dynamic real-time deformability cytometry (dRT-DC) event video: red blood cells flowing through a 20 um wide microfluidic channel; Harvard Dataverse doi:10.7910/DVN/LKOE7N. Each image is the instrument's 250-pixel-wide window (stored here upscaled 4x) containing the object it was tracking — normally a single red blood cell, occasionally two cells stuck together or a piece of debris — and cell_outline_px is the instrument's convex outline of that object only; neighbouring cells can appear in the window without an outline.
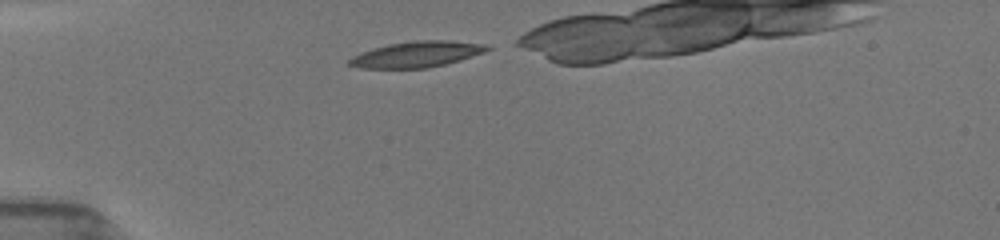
{"species": "common noctule bat (a hibernating species)", "species_latin": "Nyctalus noctula", "temperature_condition": "room temperature", "stored_images_in_passage": 29, "camera_frame_rate_fps": 3000, "um_per_image_px": 0.085, "animal": {"sex": "female", "body_mass_g": 19.5, "forearm_length_mm": 54.1}, "frame": {"image": 1, "passage_image": 1, "time_ms": 0.0, "image_size_px": [1000, 240], "cell_outline_px": [[492, 48], [484, 52], [460, 60], [428, 68], [360, 68], [348, 64], [348, 60], [352, 56], [360, 52], [388, 44], [416, 40], [448, 40], [488, 44]], "centroid_in_image_um": [35.43, 4.61], "position_along_channel_um": 49.6, "area_um2": 20.81}}
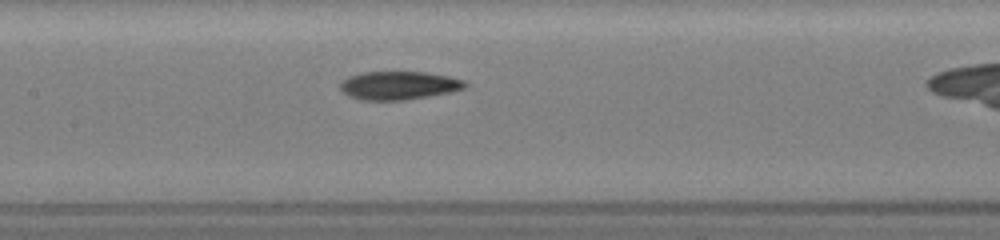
{"frame": {"image": 2, "passage_image": 12, "time_ms": 3.667, "image_size_px": [1000, 240], "cell_outline_px": [[468, 88], [428, 96], [404, 100], [364, 100], [348, 96], [340, 88], [340, 84], [348, 76], [364, 72], [424, 72], [448, 76], [464, 80], [468, 84]], "centroid_in_image_um": [33.92, 7.26], "position_along_channel_um": 173.5, "area_um2": 20.52}}
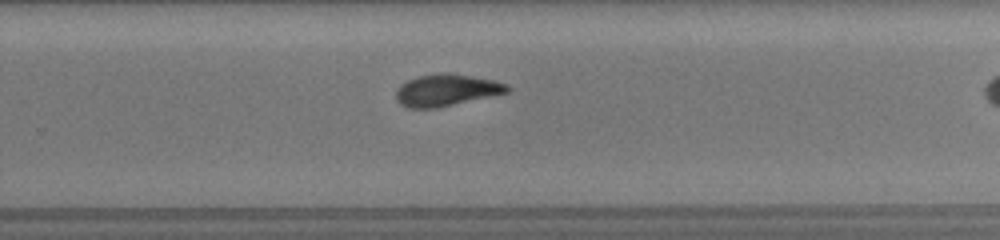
{"frame": {"image": 3, "passage_image": 25, "time_ms": 6.667, "image_size_px": [1000, 240], "cell_outline_px": [[508, 92], [436, 108], [408, 108], [400, 104], [396, 100], [396, 92], [400, 84], [416, 76], [472, 76], [496, 80], [508, 84]], "centroid_in_image_um": [37.92, 7.7], "position_along_channel_um": 291.9, "area_um2": 19.77}}